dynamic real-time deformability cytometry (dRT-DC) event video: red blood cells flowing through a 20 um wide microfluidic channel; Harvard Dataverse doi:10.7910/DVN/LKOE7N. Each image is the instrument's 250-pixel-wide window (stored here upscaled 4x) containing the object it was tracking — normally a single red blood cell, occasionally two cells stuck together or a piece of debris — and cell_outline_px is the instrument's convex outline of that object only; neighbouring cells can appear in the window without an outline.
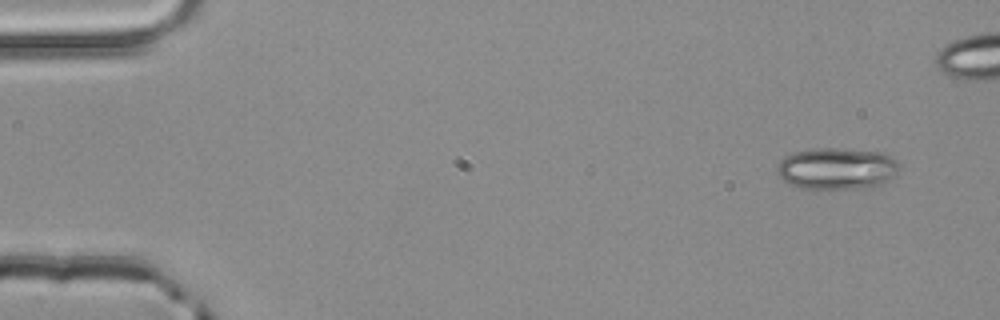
{"species": "common noctule bat (a hibernating species)", "species_latin": "Nyctalus noctula", "temperature_condition": "room temperature", "stored_images_in_passage": 4, "camera_frame_rate_fps": 3000, "um_per_image_px": 0.085, "animal": {"sex": "male", "body_mass_g": 20.4}, "frame": {"image": 1, "passage_image": 1, "time_ms": 0.0, "image_size_px": [1000, 320], "cell_outline_px": [[900, 164], [896, 172], [884, 184], [872, 188], [800, 188], [788, 184], [776, 172], [776, 164], [784, 156], [792, 152], [812, 148], [836, 148], [884, 152], [892, 156]], "centroid_in_image_um": [71.12, 14.31], "position_along_channel_um": 13.9, "area_um2": 30.11}}